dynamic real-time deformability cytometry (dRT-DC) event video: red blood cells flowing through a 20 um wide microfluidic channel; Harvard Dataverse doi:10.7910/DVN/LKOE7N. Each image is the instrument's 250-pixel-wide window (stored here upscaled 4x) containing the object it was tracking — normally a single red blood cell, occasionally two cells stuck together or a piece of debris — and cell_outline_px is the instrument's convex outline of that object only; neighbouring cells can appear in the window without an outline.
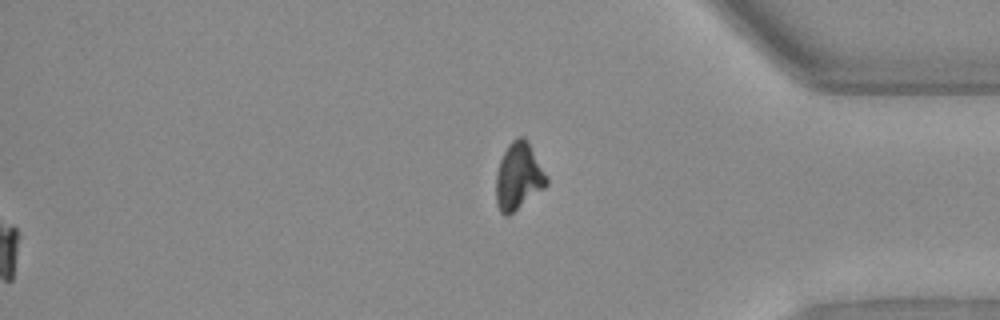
{"species": "Egyptian fruit bat (a non-hibernating species)", "species_latin": "Rousettus aegyptiacus", "temperature_condition": "warm", "stored_images_in_passage": 37, "segment_of_instrument_passage": [2, 2], "camera_frame_rate_fps": 3000, "um_per_image_px": 0.085, "animal": {"sex": "female"}, "frame": {"image": 1, "passage_image": 37, "time_ms": 12.0, "image_size_px": [1000, 320], "cell_outline_px": [[548, 184], [544, 188], [508, 216], [504, 216], [500, 212], [496, 204], [496, 176], [500, 160], [508, 144], [516, 136], [524, 136], [528, 140], [548, 180]], "centroid_in_image_um": [44.05, 14.98], "position_along_channel_um": 391.1, "area_um2": 19.65}}